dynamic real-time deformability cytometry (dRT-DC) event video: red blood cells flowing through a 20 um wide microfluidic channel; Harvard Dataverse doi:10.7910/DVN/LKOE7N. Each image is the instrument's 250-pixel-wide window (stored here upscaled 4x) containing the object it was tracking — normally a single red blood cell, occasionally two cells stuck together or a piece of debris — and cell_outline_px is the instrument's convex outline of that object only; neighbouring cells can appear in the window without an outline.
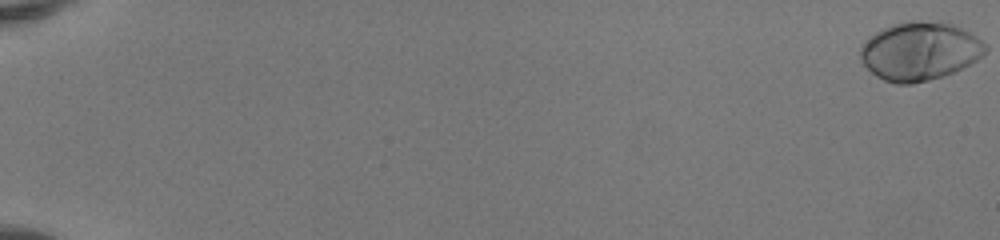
{"species": "human", "species_latin": "Homo sapiens", "temperature_condition": "room temperature", "stored_images_in_passage": 53, "camera_frame_rate_fps": 3000, "um_per_image_px": 0.085, "donor": {"sex": "female"}, "frame": {"image": 1, "passage_image": 1, "time_ms": 0.0, "image_size_px": [1000, 240], "cell_outline_px": [[972, 60], [960, 68], [940, 76], [924, 80], [904, 84], [900, 84], [884, 80], [872, 72], [864, 64], [864, 48], [880, 32], [888, 28], [900, 24], [940, 24], [956, 28], [964, 32], [968, 36]], "centroid_in_image_um": [77.94, 4.45], "position_along_channel_um": 7.1, "area_um2": 36.59}}
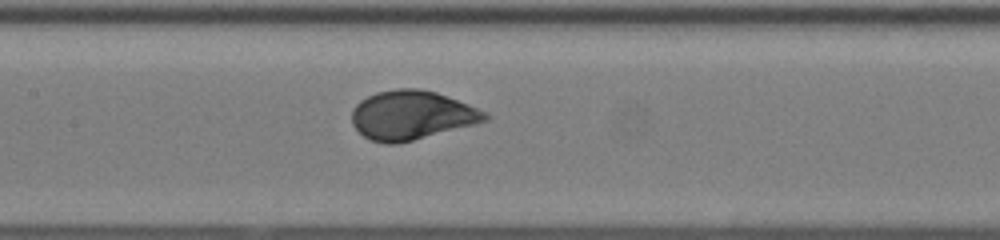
{"frame": {"image": 2, "passage_image": 29, "time_ms": 9.333, "image_size_px": [1000, 240], "cell_outline_px": [[488, 116], [484, 120], [412, 140], [372, 140], [364, 136], [356, 128], [352, 120], [352, 112], [356, 104], [368, 96], [380, 92], [400, 88], [412, 88], [436, 92], [456, 100], [484, 112]], "centroid_in_image_um": [34.93, 9.74], "position_along_channel_um": 172.5, "area_um2": 35.89}}
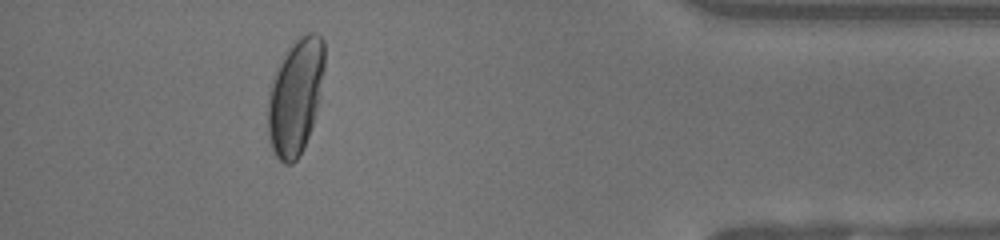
{"frame": {"image": 3, "passage_image": 49, "time_ms": 16.0, "image_size_px": [1000, 240], "cell_outline_px": [[324, 64], [312, 124], [308, 136], [296, 160], [292, 164], [288, 164], [280, 160], [276, 156], [272, 148], [268, 128], [268, 108], [272, 88], [276, 76], [288, 52], [304, 36], [312, 32], [320, 36], [324, 40]], "centroid_in_image_um": [25.13, 8.29], "position_along_channel_um": 410.1, "area_um2": 35.6}, "authors_computed_cell_mechanics": {"area_um2": 36.125, "velocity_mm_per_s": 4.1068, "shape_relaxation_time_tau1_ms": 2.5495, "shape_relaxation_time_tau2_ms": null, "deformation_change_tau1": 0.1762, "deformation_change_tau2": null}}